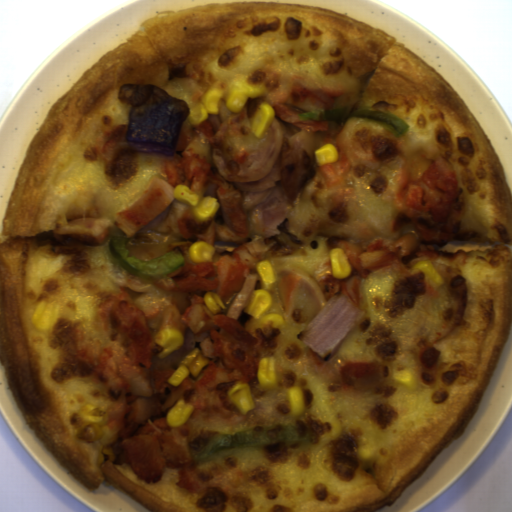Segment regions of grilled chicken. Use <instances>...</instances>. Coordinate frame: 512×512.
Segmentation results:
<instances>
[{"label": "grilled chicken", "mask_w": 512, "mask_h": 512, "mask_svg": "<svg viewBox=\"0 0 512 512\" xmlns=\"http://www.w3.org/2000/svg\"><path fill=\"white\" fill-rule=\"evenodd\" d=\"M328 143L335 145L337 161L317 165L328 187L343 180L351 166L373 171L379 170L382 165L374 154L363 153L354 146L347 125L327 133L324 146Z\"/></svg>", "instance_id": "7"}, {"label": "grilled chicken", "mask_w": 512, "mask_h": 512, "mask_svg": "<svg viewBox=\"0 0 512 512\" xmlns=\"http://www.w3.org/2000/svg\"><path fill=\"white\" fill-rule=\"evenodd\" d=\"M260 80L269 93L263 99L269 103L276 117L310 133L327 129L325 120L300 121L299 114L332 109L336 98L346 92L344 84L313 81L298 74L284 75L270 66L260 71Z\"/></svg>", "instance_id": "5"}, {"label": "grilled chicken", "mask_w": 512, "mask_h": 512, "mask_svg": "<svg viewBox=\"0 0 512 512\" xmlns=\"http://www.w3.org/2000/svg\"><path fill=\"white\" fill-rule=\"evenodd\" d=\"M391 195L396 211L390 223L391 232L408 225L415 229L397 240L375 237L365 245L340 237L326 240L327 248L343 251L351 267L350 277L339 279L333 275L329 255L320 262L313 281L326 304L342 293L357 308L362 303L364 279L382 267L399 270L406 280L427 294L437 295L410 269L440 257L467 266V253L461 249L438 250L445 243L460 241L459 220L465 209V195L445 158L426 157L419 150L404 159L393 177Z\"/></svg>", "instance_id": "2"}, {"label": "grilled chicken", "mask_w": 512, "mask_h": 512, "mask_svg": "<svg viewBox=\"0 0 512 512\" xmlns=\"http://www.w3.org/2000/svg\"><path fill=\"white\" fill-rule=\"evenodd\" d=\"M129 124L115 125L104 131L96 140L95 146L104 161L116 158L118 153L126 146L127 130Z\"/></svg>", "instance_id": "8"}, {"label": "grilled chicken", "mask_w": 512, "mask_h": 512, "mask_svg": "<svg viewBox=\"0 0 512 512\" xmlns=\"http://www.w3.org/2000/svg\"><path fill=\"white\" fill-rule=\"evenodd\" d=\"M266 250L264 237H256L234 250L232 257L224 254L215 263H184L156 279L153 286L170 294L214 291L222 301L230 300L235 292H241L251 268L257 267Z\"/></svg>", "instance_id": "4"}, {"label": "grilled chicken", "mask_w": 512, "mask_h": 512, "mask_svg": "<svg viewBox=\"0 0 512 512\" xmlns=\"http://www.w3.org/2000/svg\"><path fill=\"white\" fill-rule=\"evenodd\" d=\"M183 322L198 335L202 354L210 361L194 382L185 378L176 387L167 381L177 370H150L154 336L145 314L124 290L98 304V314L109 335L108 345L88 340L79 325L74 333L77 361L92 369L94 385L124 390V397L108 408L106 428L119 435L118 445L132 471L142 480H156L166 466L178 468L175 483L201 492L206 482L194 472L188 437L168 422L169 410L184 399L196 411L225 412L234 406L229 390L258 378L263 359L258 336L235 318L211 314L203 297L193 295Z\"/></svg>", "instance_id": "1"}, {"label": "grilled chicken", "mask_w": 512, "mask_h": 512, "mask_svg": "<svg viewBox=\"0 0 512 512\" xmlns=\"http://www.w3.org/2000/svg\"><path fill=\"white\" fill-rule=\"evenodd\" d=\"M306 355L310 370L315 376L325 379L328 391H352L354 385L365 377L375 375L378 364L363 359H341L332 351L324 358L309 345Z\"/></svg>", "instance_id": "6"}, {"label": "grilled chicken", "mask_w": 512, "mask_h": 512, "mask_svg": "<svg viewBox=\"0 0 512 512\" xmlns=\"http://www.w3.org/2000/svg\"><path fill=\"white\" fill-rule=\"evenodd\" d=\"M220 142L213 132L208 116L193 127L189 114L180 127L176 147L171 158L164 163L167 183L174 188L187 185L195 193L210 184L216 186V198L220 203L224 224L196 221L190 207L177 220V227L184 240L172 242V252L178 249L182 256L188 253L197 241H204L214 248L217 240L224 242L246 241L251 231V211L243 205L245 194L234 182L227 181L218 170L213 151Z\"/></svg>", "instance_id": "3"}]
</instances>
